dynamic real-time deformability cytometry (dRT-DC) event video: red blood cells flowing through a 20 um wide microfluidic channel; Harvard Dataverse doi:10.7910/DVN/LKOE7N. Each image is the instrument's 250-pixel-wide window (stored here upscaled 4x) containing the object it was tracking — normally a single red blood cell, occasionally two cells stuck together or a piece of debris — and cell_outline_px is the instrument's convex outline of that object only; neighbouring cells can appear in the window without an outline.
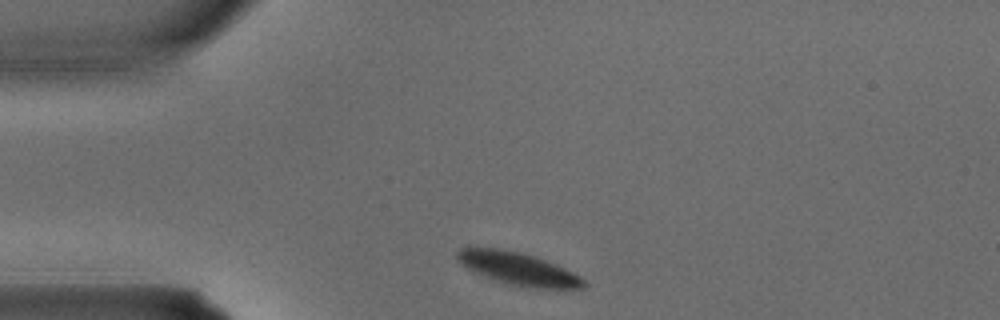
{"species": "common noctule bat (a hibernating species)", "species_latin": "Nyctalus noctula", "temperature_condition": "warm", "stored_images_in_passage": 1, "camera_frame_rate_fps": 3000, "um_per_image_px": 0.085, "animal": {"sex": "male", "body_mass_g": 15.6}, "frame": {"image": 1, "passage_image": 1, "time_ms": 0.0, "image_size_px": [1000, 320], "cell_outline_px": [[588, 284], [584, 288], [520, 288], [504, 284], [468, 268], [460, 264], [456, 260], [456, 252], [460, 248], [468, 244], [500, 248], [520, 252], [556, 264], [580, 276]], "centroid_in_image_um": [43.96, 22.81], "position_along_channel_um": 41.0, "area_um2": 24.68}}